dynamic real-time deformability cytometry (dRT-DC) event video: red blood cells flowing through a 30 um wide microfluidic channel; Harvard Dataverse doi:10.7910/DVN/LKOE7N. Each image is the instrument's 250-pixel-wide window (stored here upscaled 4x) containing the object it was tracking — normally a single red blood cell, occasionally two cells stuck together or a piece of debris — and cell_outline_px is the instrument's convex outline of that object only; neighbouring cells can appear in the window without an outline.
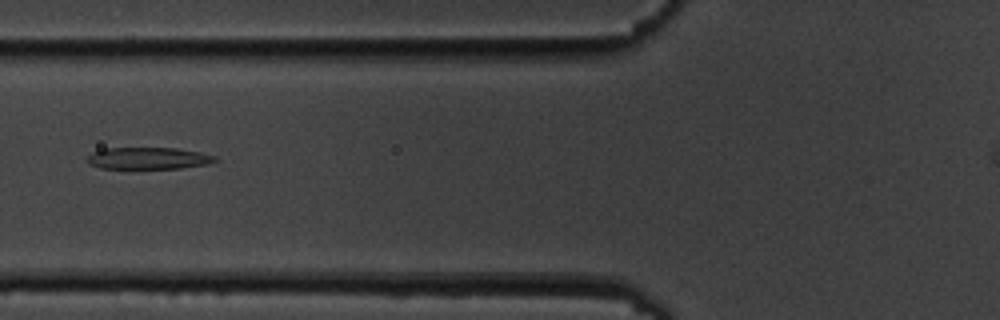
{"species": "common noctule bat (a hibernating species)", "species_latin": "Nyctalus noctula", "temperature_condition": "cold", "stored_images_in_passage": 6, "camera_frame_rate_fps": 3000, "um_per_image_px": 0.085, "animal": {"sex": "male", "body_mass_g": 19.5, "forearm_length_mm": 54.6}, "frame": {"image": 1, "passage_image": 6, "time_ms": 6.333, "image_size_px": [1000, 320], "cell_outline_px": [[216, 160], [208, 164], [180, 168], [100, 168], [88, 164], [88, 156], [92, 152], [104, 148], [176, 148], [200, 152], [216, 156]], "centroid_in_image_um": [12.59, 13.45], "position_along_channel_um": 113.2, "area_um2": 16.18}}